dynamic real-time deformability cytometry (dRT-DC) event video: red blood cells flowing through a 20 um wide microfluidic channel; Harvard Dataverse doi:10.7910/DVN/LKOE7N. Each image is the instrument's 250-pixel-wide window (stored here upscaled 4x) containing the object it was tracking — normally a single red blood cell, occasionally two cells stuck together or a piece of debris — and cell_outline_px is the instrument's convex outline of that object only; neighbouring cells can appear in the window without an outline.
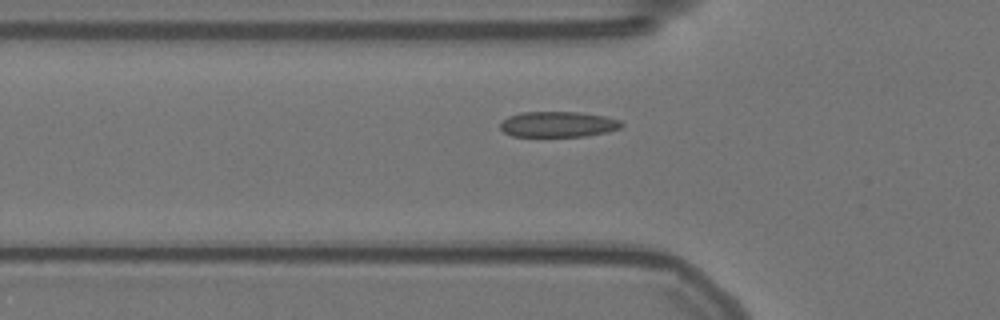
{"species": "Egyptian fruit bat (a non-hibernating species)", "species_latin": "Rousettus aegyptiacus", "temperature_condition": "warm", "stored_images_in_passage": 42, "camera_frame_rate_fps": 3000, "um_per_image_px": 0.085, "animal": {"sex": "female"}, "frame": {"image": 1, "passage_image": 8, "time_ms": 2.333, "image_size_px": [1000, 320], "cell_outline_px": [[624, 124], [620, 128], [608, 132], [584, 136], [512, 136], [504, 132], [500, 128], [500, 124], [508, 116], [520, 112], [580, 112], [604, 116], [620, 120]], "centroid_in_image_um": [47.44, 10.56], "position_along_channel_um": 78.4, "area_um2": 18.09}}
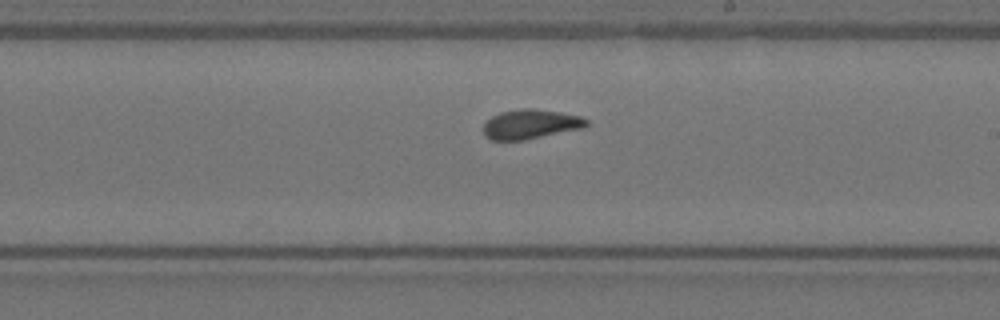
{"frame": {"image": 2, "passage_image": 22, "time_ms": 7.0, "image_size_px": [1000, 320], "cell_outline_px": [[588, 124], [584, 128], [524, 140], [492, 140], [484, 136], [484, 124], [492, 116], [500, 112], [520, 108], [532, 108], [560, 112], [580, 116], [588, 120]], "centroid_in_image_um": [45.1, 10.55], "position_along_channel_um": 243.9, "area_um2": 17.74}}
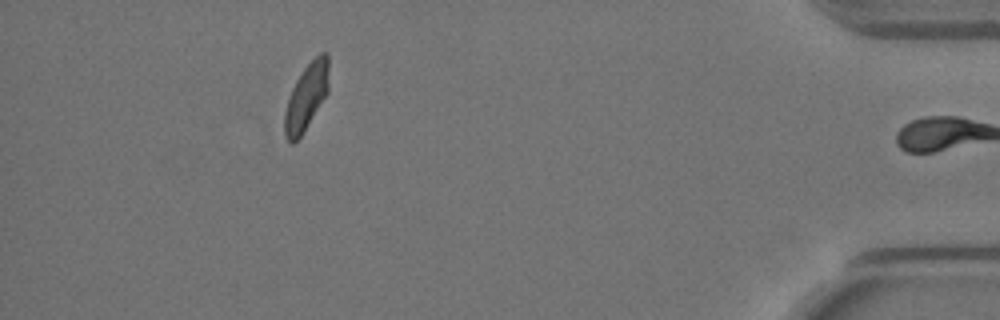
{"frame": {"image": 3, "passage_image": 41, "time_ms": 13.333, "image_size_px": [1000, 320], "cell_outline_px": [[328, 92], [304, 132], [292, 144], [284, 136], [284, 112], [292, 88], [296, 80], [304, 68], [320, 52], [328, 52]], "centroid_in_image_um": [26.04, 8.24], "position_along_channel_um": 409.2, "area_um2": 17.05}, "authors_computed_cell_mechanics": {"area_um2": 18.0625, "velocity_mm_per_s": 3.5303, "shape_relaxation_time_tau1_ms": null, "shape_relaxation_time_tau2_ms": 0.9844, "deformation_change_tau1": null, "deformation_change_tau2": 0.0617}}